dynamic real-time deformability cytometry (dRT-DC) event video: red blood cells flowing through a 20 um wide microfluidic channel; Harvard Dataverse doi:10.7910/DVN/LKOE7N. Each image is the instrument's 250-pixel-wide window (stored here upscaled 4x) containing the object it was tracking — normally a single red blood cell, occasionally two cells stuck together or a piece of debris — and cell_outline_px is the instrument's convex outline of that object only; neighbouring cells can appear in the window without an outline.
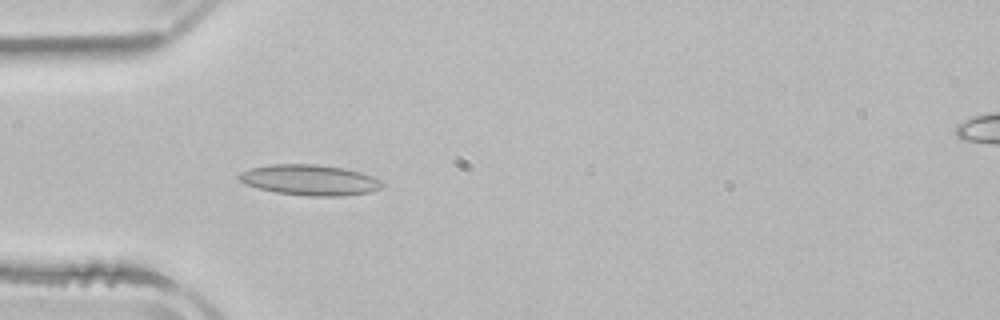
{"species": "common noctule bat (a hibernating species)", "species_latin": "Nyctalus noctula", "temperature_condition": "room temperature", "stored_images_in_passage": 4, "camera_frame_rate_fps": 3000, "um_per_image_px": 0.085, "animal": {"sex": "male", "body_mass_g": 21.5, "forearm_length_mm": 52.0}, "frame": {"image": 1, "passage_image": 4, "time_ms": 3.667, "image_size_px": [1000, 320], "cell_outline_px": [[384, 184], [380, 188], [368, 192], [344, 196], [308, 196], [276, 192], [244, 184], [236, 176], [240, 172], [252, 168], [272, 164], [316, 164], [344, 168], [360, 172], [384, 180]], "centroid_in_image_um": [26.35, 15.3], "position_along_channel_um": 58.7, "area_um2": 25.55}}